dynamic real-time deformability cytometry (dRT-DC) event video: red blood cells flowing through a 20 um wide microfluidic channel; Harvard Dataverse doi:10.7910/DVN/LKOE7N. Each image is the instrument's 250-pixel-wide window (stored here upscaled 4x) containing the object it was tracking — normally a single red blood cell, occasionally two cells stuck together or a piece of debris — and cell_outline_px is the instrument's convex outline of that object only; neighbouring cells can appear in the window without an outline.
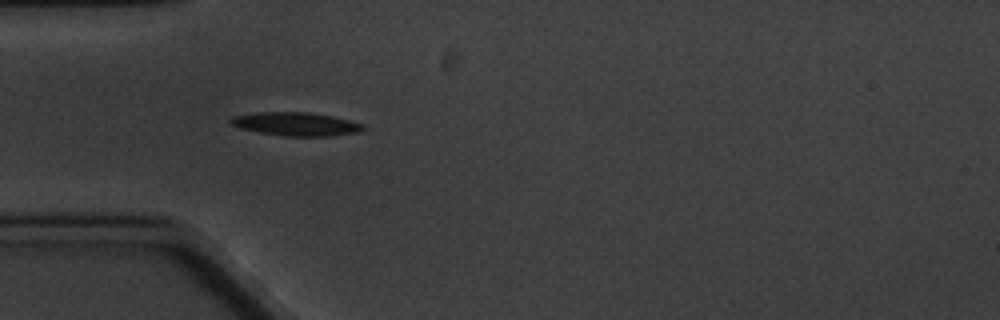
{"species": "common noctule bat (a hibernating species)", "species_latin": "Nyctalus noctula", "temperature_condition": "cold", "stored_images_in_passage": 5, "camera_frame_rate_fps": 3000, "um_per_image_px": 0.085, "animal": {"sex": "male", "body_mass_g": 20.1, "forearm_length_mm": 53.5}, "frame": {"image": 1, "passage_image": 4, "time_ms": 3.333, "image_size_px": [1000, 320], "cell_outline_px": [[364, 128], [360, 132], [328, 136], [284, 136], [260, 132], [240, 128], [228, 124], [228, 120], [232, 116], [256, 112], [308, 112], [332, 116], [364, 124]], "centroid_in_image_um": [25.11, 10.54], "position_along_channel_um": 59.9, "area_um2": 18.15}}